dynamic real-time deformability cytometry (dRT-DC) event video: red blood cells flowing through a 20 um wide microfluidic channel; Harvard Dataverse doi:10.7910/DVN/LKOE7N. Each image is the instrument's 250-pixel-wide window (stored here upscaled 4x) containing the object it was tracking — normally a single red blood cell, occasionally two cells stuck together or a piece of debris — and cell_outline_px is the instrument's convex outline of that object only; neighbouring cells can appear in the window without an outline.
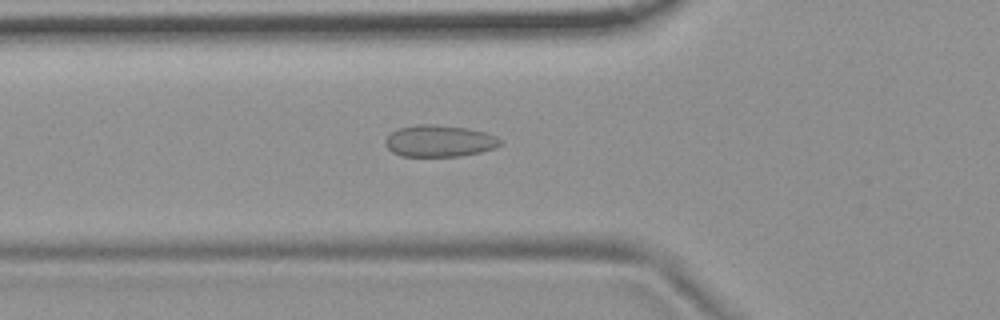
{"species": "common noctule bat (a hibernating species)", "species_latin": "Nyctalus noctula", "temperature_condition": "room temperature", "stored_images_in_passage": 55, "camera_frame_rate_fps": 3000, "um_per_image_px": 0.085, "animal": {"sex": "female", "body_mass_g": 19.9}, "frame": {"image": 1, "passage_image": 19, "time_ms": 6.0, "image_size_px": [1000, 320], "cell_outline_px": [[500, 144], [496, 148], [480, 152], [460, 156], [400, 156], [392, 152], [384, 144], [384, 140], [392, 132], [400, 128], [416, 124], [436, 124], [468, 128], [484, 132], [496, 136], [500, 140]], "centroid_in_image_um": [37.33, 11.98], "position_along_channel_um": 88.5, "area_um2": 21.27}}
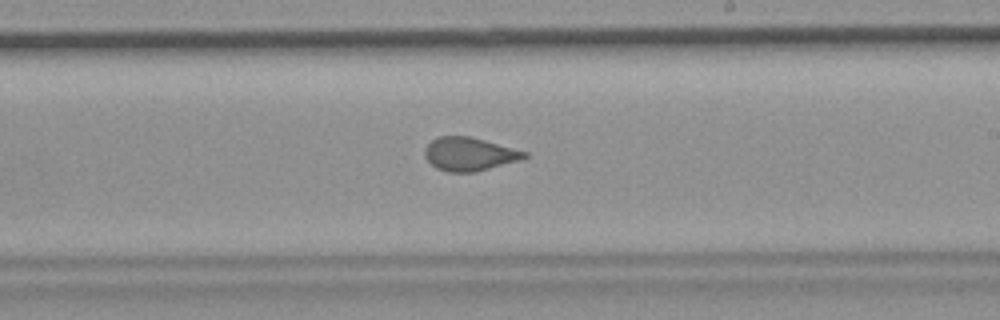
{"frame": {"image": 2, "passage_image": 32, "time_ms": 10.333, "image_size_px": [1000, 320], "cell_outline_px": [[528, 156], [516, 160], [476, 172], [448, 172], [436, 168], [424, 156], [424, 148], [432, 140], [440, 136], [472, 136], [528, 152]], "centroid_in_image_um": [39.86, 13.08], "position_along_channel_um": 249.1, "area_um2": 19.25}}
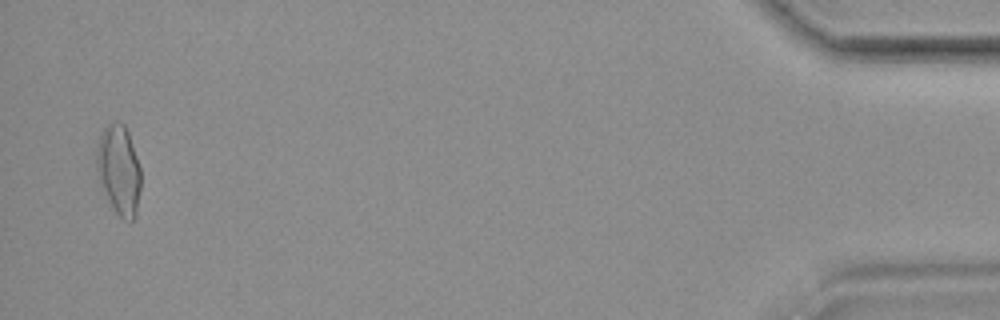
{"frame": {"image": 3, "passage_image": 53, "time_ms": 17.333, "image_size_px": [1000, 320], "cell_outline_px": [[140, 188], [136, 216], [132, 220], [124, 220], [116, 212], [100, 180], [96, 164], [96, 156], [100, 136], [104, 128], [108, 124], [124, 124], [128, 132], [140, 168]], "centroid_in_image_um": [10.13, 14.45], "position_along_channel_um": 425.1, "area_um2": 22.25}}